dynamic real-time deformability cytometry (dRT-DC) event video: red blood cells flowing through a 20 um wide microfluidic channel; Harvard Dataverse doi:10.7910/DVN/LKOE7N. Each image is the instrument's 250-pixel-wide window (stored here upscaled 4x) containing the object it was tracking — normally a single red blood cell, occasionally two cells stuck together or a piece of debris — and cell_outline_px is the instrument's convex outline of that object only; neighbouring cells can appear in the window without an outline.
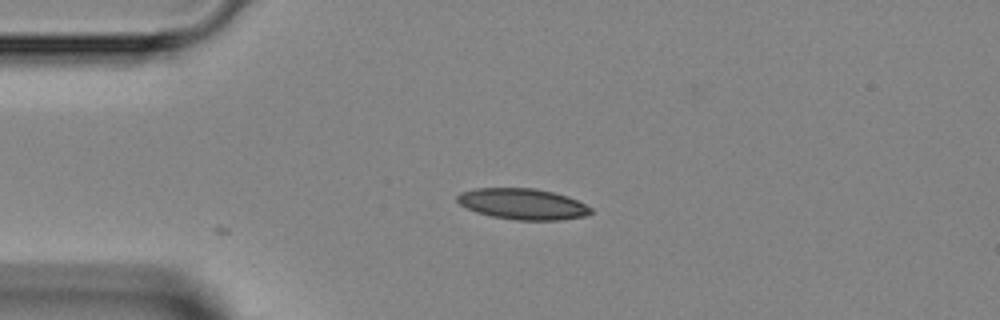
{"species": "Egyptian fruit bat (a non-hibernating species)", "species_latin": "Rousettus aegyptiacus", "temperature_condition": "room temperature", "stored_images_in_passage": 4, "camera_frame_rate_fps": 3000, "um_per_image_px": 0.085, "animal": {"sex": "female"}, "frame": {"image": 1, "passage_image": 2, "time_ms": 2.0, "image_size_px": [1000, 320], "cell_outline_px": [[592, 212], [584, 216], [560, 220], [516, 220], [492, 216], [476, 212], [460, 204], [456, 200], [456, 196], [460, 192], [476, 188], [532, 188], [552, 192], [568, 196], [592, 208]], "centroid_in_image_um": [44.41, 17.34], "position_along_channel_um": 40.6, "area_um2": 23.99}}
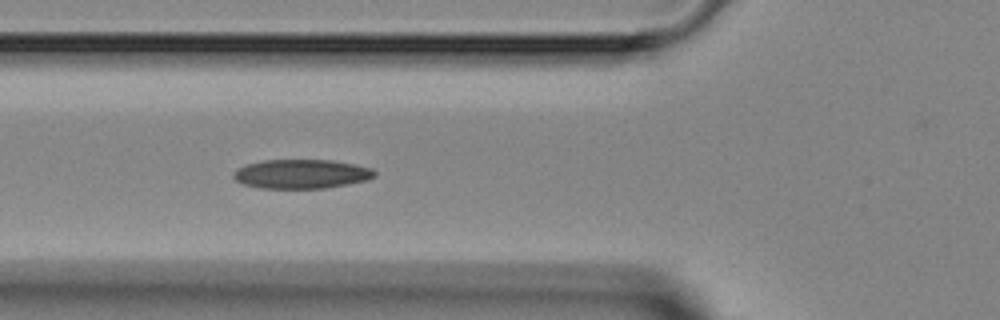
{"frame": {"image": 2, "passage_image": 4, "time_ms": 4.0, "image_size_px": [1000, 320], "cell_outline_px": [[376, 176], [368, 180], [348, 184], [324, 188], [260, 188], [244, 184], [236, 180], [232, 176], [232, 172], [236, 168], [248, 164], [264, 160], [332, 160], [372, 168], [376, 172]], "centroid_in_image_um": [25.62, 14.78], "position_along_channel_um": 100.2, "area_um2": 23.99}}